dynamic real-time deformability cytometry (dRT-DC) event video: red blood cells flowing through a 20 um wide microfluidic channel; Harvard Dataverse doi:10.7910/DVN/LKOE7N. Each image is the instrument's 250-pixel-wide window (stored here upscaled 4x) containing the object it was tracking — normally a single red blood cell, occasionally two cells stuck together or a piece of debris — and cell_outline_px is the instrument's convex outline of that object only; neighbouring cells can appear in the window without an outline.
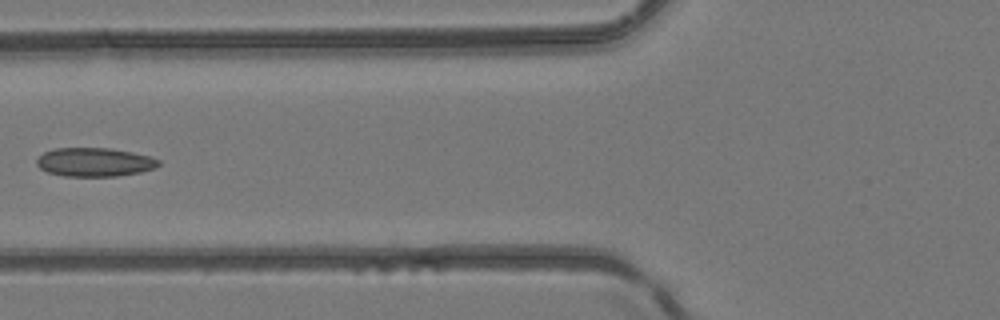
{"species": "common noctule bat (a hibernating species)", "species_latin": "Nyctalus noctula", "temperature_condition": "room temperature", "stored_images_in_passage": 7, "camera_frame_rate_fps": 3000, "um_per_image_px": 0.085, "animal": {"sex": "female", "body_mass_g": 24.6, "forearm_length_mm": 56.2}, "frame": {"image": 1, "passage_image": 6, "time_ms": 5.667, "image_size_px": [1000, 320], "cell_outline_px": [[160, 164], [156, 168], [140, 172], [116, 176], [64, 176], [48, 172], [40, 168], [36, 164], [36, 160], [44, 152], [56, 148], [112, 148], [132, 152], [148, 156], [160, 160]], "centroid_in_image_um": [8.04, 13.78], "position_along_channel_um": 117.8, "area_um2": 20.4}}
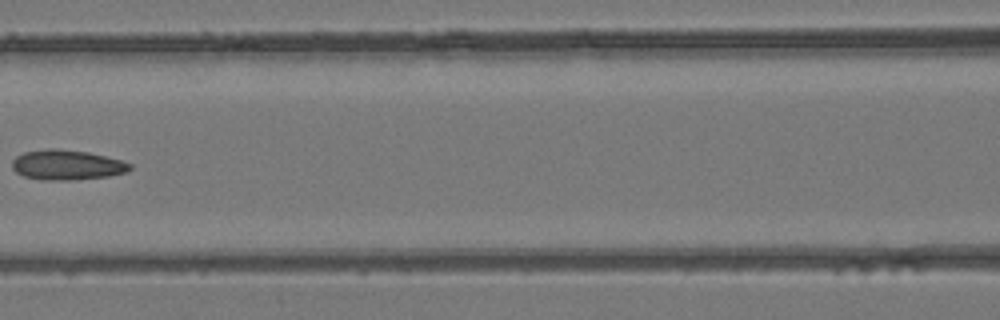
{"frame": {"image": 2, "passage_image": 7, "time_ms": 6.667, "image_size_px": [1000, 320], "cell_outline_px": [[132, 168], [124, 172], [108, 176], [72, 180], [44, 180], [24, 176], [16, 172], [12, 168], [12, 160], [16, 156], [24, 152], [48, 148], [56, 148], [88, 152], [120, 160], [132, 164]], "centroid_in_image_um": [5.65, 14.01], "position_along_channel_um": 160.9, "area_um2": 20.52}}